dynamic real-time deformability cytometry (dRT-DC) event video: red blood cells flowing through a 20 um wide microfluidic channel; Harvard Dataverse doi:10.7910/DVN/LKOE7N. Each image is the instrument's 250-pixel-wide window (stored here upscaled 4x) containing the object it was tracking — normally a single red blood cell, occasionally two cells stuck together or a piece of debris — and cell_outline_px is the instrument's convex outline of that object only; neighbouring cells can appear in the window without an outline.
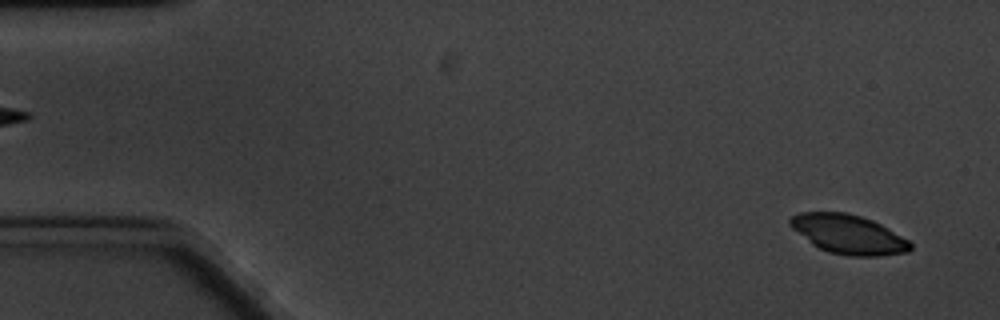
{"species": "common noctule bat (a hibernating species)", "species_latin": "Nyctalus noctula", "temperature_condition": "cold", "stored_images_in_passage": 5, "segment_of_instrument_passage": [2, 2], "camera_frame_rate_fps": 3000, "um_per_image_px": 0.085, "animal": {"sex": "male", "body_mass_g": 20.1, "forearm_length_mm": 53.5}, "frame": {"image": 1, "passage_image": 5, "time_ms": 4.667, "image_size_px": [1000, 320], "cell_outline_px": [[912, 248], [908, 252], [880, 256], [848, 256], [828, 252], [812, 244], [792, 228], [788, 224], [788, 220], [792, 216], [800, 212], [848, 212], [872, 220], [888, 228], [908, 240], [912, 244]], "centroid_in_image_um": [72.11, 19.91], "position_along_channel_um": 12.9, "area_um2": 27.46}}